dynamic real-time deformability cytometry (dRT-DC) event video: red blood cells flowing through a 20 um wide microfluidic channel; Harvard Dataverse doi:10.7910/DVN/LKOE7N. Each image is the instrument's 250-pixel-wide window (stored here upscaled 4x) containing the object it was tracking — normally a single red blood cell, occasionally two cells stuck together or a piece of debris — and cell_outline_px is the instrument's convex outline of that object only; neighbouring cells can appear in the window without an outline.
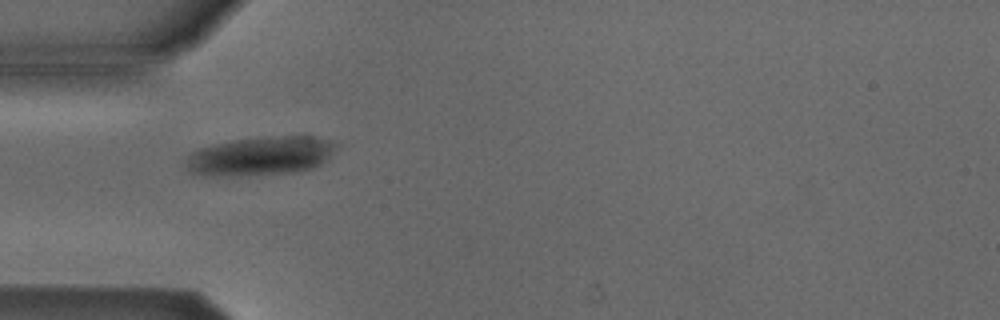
{"species": "Egyptian fruit bat (a non-hibernating species)", "species_latin": "Rousettus aegyptiacus", "temperature_condition": "cold", "stored_images_in_passage": 4, "camera_frame_rate_fps": 3000, "um_per_image_px": 0.085, "animal": {"sex": "male"}, "frame": {"image": 1, "passage_image": 1, "time_ms": 0.0, "image_size_px": [1000, 320], "cell_outline_px": [[340, 144], [328, 160], [312, 168], [296, 172], [236, 176], [212, 176], [192, 172], [184, 164], [188, 156], [196, 148], [236, 140], [268, 136], [312, 136], [332, 140]], "centroid_in_image_um": [22.2, 13.25], "position_along_channel_um": 62.8, "area_um2": 34.28}}
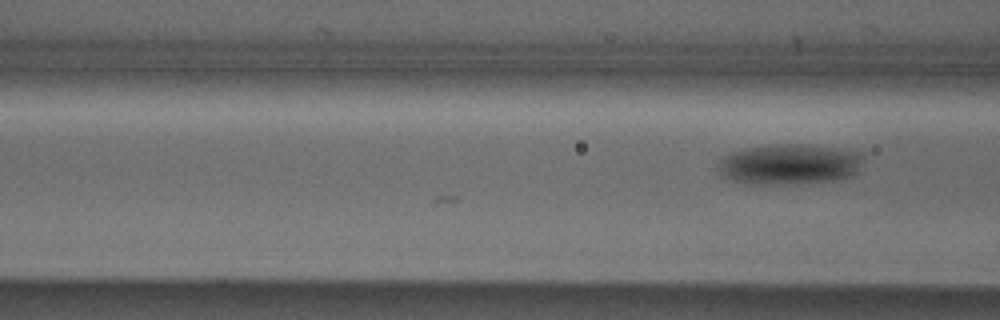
{"frame": {"image": 2, "passage_image": 4, "time_ms": 1.0, "image_size_px": [1000, 320], "cell_outline_px": [[864, 160], [856, 172], [852, 176], [832, 180], [764, 184], [748, 184], [732, 180], [720, 176], [716, 168], [716, 164], [728, 152], [776, 144], [792, 144], [844, 148], [864, 152]], "centroid_in_image_um": [67.09, 13.94], "position_along_channel_um": 99.5, "area_um2": 34.28}}